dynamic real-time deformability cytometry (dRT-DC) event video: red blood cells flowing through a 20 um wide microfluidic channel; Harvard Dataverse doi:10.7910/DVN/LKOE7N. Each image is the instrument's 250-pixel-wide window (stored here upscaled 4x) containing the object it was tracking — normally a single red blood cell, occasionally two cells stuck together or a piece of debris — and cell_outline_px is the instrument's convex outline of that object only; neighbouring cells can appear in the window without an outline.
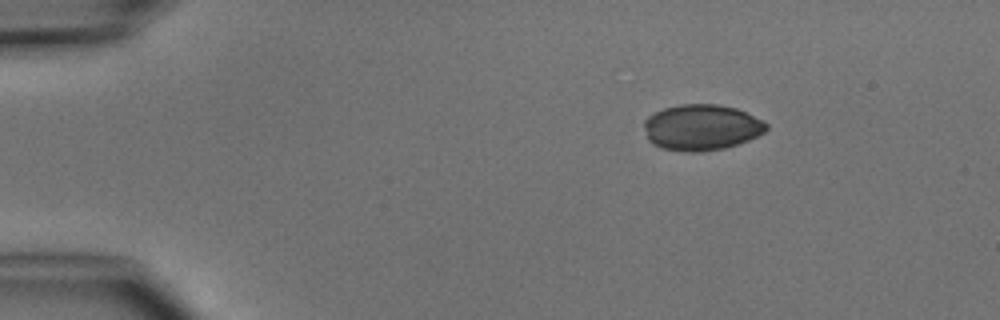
{"species": "common noctule bat (a hibernating species)", "species_latin": "Nyctalus noctula", "temperature_condition": "cold", "stored_images_in_passage": 3, "camera_frame_rate_fps": 3000, "um_per_image_px": 0.085, "animal": {"sex": "male", "body_mass_g": 15.6}, "frame": {"image": 1, "passage_image": 1, "time_ms": 0.0, "image_size_px": [1000, 320], "cell_outline_px": [[768, 128], [764, 132], [748, 140], [724, 148], [700, 152], [684, 152], [660, 148], [652, 144], [648, 140], [644, 128], [644, 120], [648, 116], [664, 108], [680, 104], [720, 104], [736, 108], [764, 120], [768, 124]], "centroid_in_image_um": [59.62, 10.83], "position_along_channel_um": 25.4, "area_um2": 32.95}}